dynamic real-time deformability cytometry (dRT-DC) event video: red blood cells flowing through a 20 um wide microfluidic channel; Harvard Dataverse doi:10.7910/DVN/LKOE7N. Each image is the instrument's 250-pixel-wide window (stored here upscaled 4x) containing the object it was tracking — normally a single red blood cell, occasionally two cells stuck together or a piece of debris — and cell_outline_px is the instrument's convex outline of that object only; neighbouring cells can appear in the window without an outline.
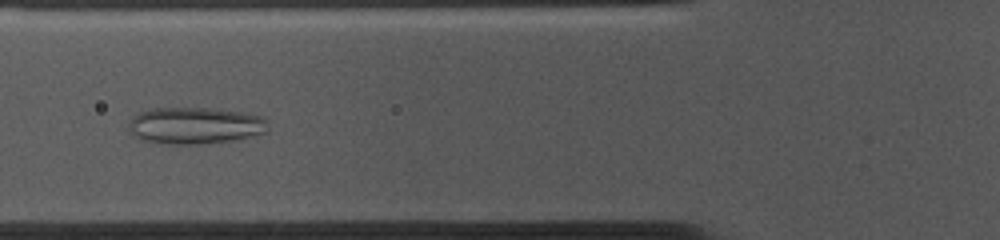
{"species": "common noctule bat (a hibernating species)", "species_latin": "Nyctalus noctula", "temperature_condition": "cold", "stored_images_in_passage": 43, "camera_frame_rate_fps": 3000, "um_per_image_px": 0.085, "animal": {"sex": "female", "body_mass_g": 10.0, "forearm_length_mm": 53.1}, "frame": {"image": 1, "passage_image": 8, "time_ms": 2.333, "image_size_px": [1000, 240], "cell_outline_px": [[268, 132], [240, 140], [200, 144], [168, 144], [144, 140], [136, 136], [128, 128], [128, 124], [132, 116], [140, 112], [152, 108], [216, 108], [244, 112], [260, 116], [268, 120]], "centroid_in_image_um": [16.65, 10.67], "position_along_channel_um": 109.2, "area_um2": 30.29}}
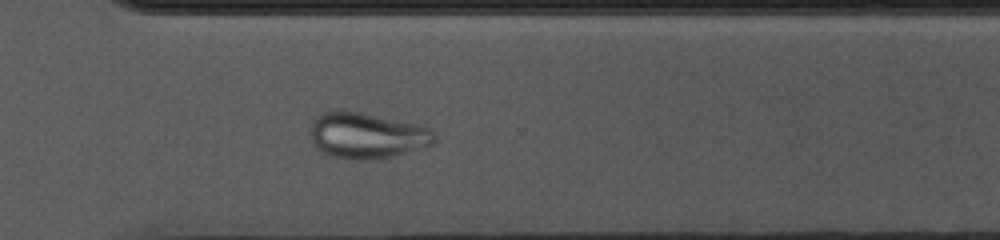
{"frame": {"image": 2, "passage_image": 27, "time_ms": 8.667, "image_size_px": [1000, 240], "cell_outline_px": [[436, 140], [428, 148], [368, 160], [348, 160], [332, 156], [316, 148], [308, 132], [312, 120], [316, 116], [324, 112], [360, 112], [424, 124], [432, 128], [436, 136]], "centroid_in_image_um": [31.24, 11.52], "position_along_channel_um": 339.4, "area_um2": 33.7}}
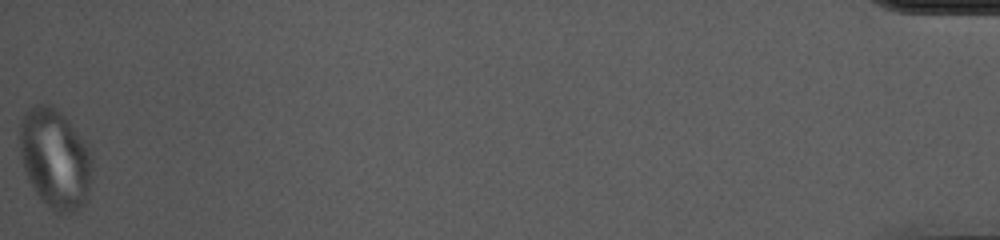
{"frame": {"image": 3, "passage_image": 43, "time_ms": 14.0, "image_size_px": [1000, 240], "cell_outline_px": [[92, 168], [88, 200], [80, 208], [72, 212], [56, 212], [36, 192], [28, 180], [24, 168], [20, 152], [20, 120], [24, 112], [32, 104], [52, 104], [68, 120], [92, 148]], "centroid_in_image_um": [4.71, 13.43], "position_along_channel_um": 430.5, "area_um2": 42.54}}